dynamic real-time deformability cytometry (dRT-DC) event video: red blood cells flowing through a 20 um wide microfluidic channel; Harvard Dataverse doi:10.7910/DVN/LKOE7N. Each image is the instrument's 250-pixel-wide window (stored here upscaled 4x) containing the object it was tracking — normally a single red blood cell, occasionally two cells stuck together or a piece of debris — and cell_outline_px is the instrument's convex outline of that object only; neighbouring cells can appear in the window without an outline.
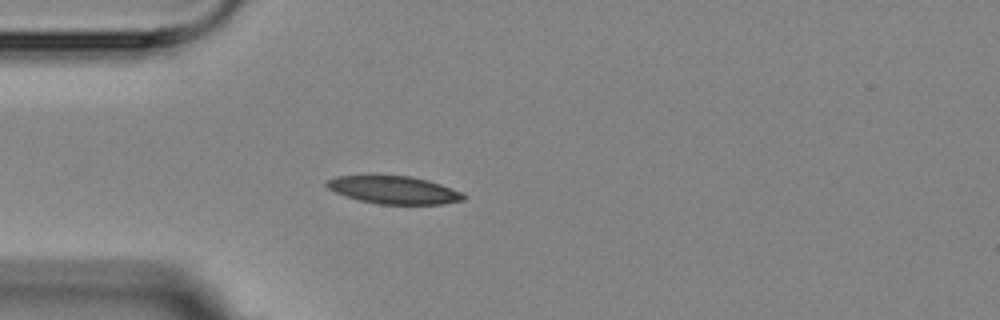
{"species": "Egyptian fruit bat (a non-hibernating species)", "species_latin": "Rousettus aegyptiacus", "temperature_condition": "room temperature", "stored_images_in_passage": 3, "camera_frame_rate_fps": 3000, "um_per_image_px": 0.085, "animal": {"sex": "female"}, "frame": {"image": 1, "passage_image": 3, "time_ms": 2.0, "image_size_px": [1000, 320], "cell_outline_px": [[468, 196], [464, 200], [440, 204], [380, 204], [360, 200], [336, 192], [328, 188], [324, 184], [328, 180], [336, 176], [368, 172], [372, 172], [412, 176], [428, 180], [440, 184], [460, 192]], "centroid_in_image_um": [33.41, 16.08], "position_along_channel_um": 51.6, "area_um2": 22.95}}